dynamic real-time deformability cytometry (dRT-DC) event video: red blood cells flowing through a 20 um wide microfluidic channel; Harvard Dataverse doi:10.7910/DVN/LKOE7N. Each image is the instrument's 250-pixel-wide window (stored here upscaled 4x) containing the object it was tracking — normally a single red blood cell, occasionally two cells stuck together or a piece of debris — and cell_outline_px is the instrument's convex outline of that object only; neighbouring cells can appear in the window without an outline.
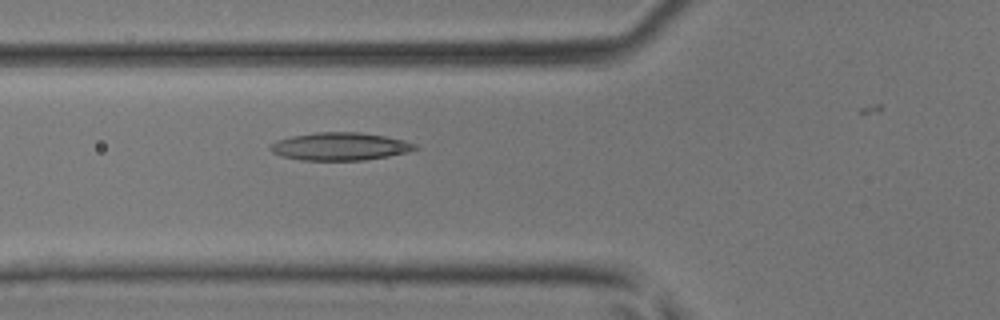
{"species": "common noctule bat (a hibernating species)", "species_latin": "Nyctalus noctula", "temperature_condition": "room temperature", "stored_images_in_passage": 39, "camera_frame_rate_fps": 3000, "um_per_image_px": 0.085, "animal": {"sex": "male", "body_mass_g": 17.9, "forearm_length_mm": 54.2}, "frame": {"image": 1, "passage_image": 18, "time_ms": 5.667, "image_size_px": [1000, 320], "cell_outline_px": [[420, 148], [408, 152], [388, 156], [364, 160], [300, 160], [280, 156], [272, 152], [268, 148], [276, 140], [292, 136], [316, 132], [360, 132], [384, 136], [404, 140], [416, 144]], "centroid_in_image_um": [28.9, 12.45], "position_along_channel_um": 96.9, "area_um2": 23.52}}
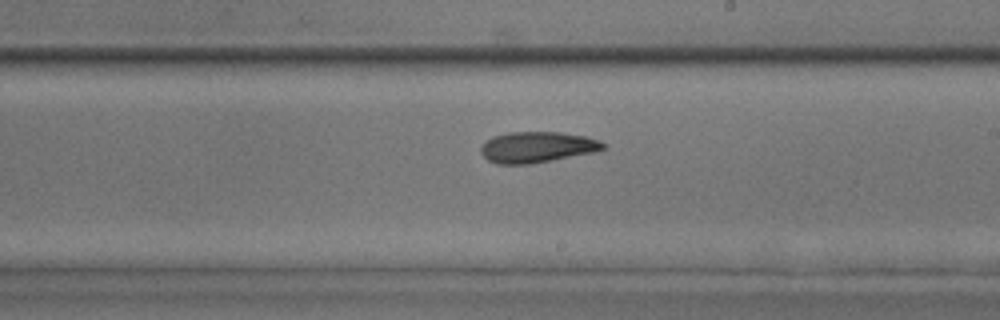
{"frame": {"image": 2, "passage_image": 28, "time_ms": 9.0, "image_size_px": [1000, 320], "cell_outline_px": [[608, 148], [596, 152], [532, 164], [496, 164], [488, 160], [480, 152], [480, 148], [484, 140], [492, 136], [508, 132], [560, 132], [584, 136], [600, 140]], "centroid_in_image_um": [45.64, 12.51], "position_along_channel_um": 243.4, "area_um2": 22.37}}
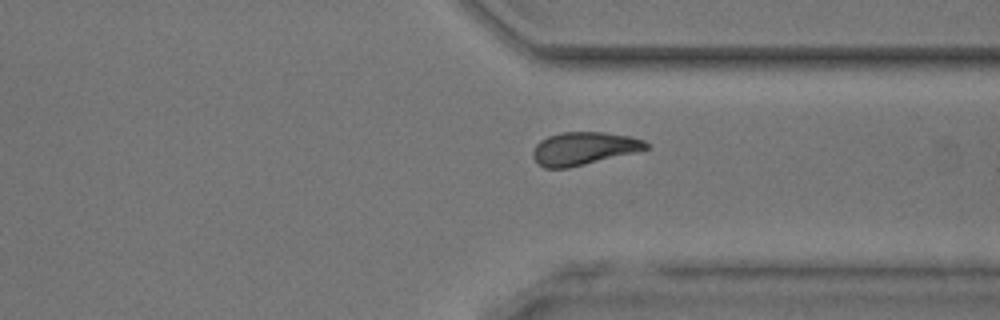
{"frame": {"image": 3, "passage_image": 36, "time_ms": 11.667, "image_size_px": [1000, 320], "cell_outline_px": [[648, 148], [568, 168], [544, 168], [532, 156], [532, 152], [536, 144], [540, 140], [548, 136], [560, 132], [604, 132], [632, 136], [644, 140], [648, 144]], "centroid_in_image_um": [49.58, 12.6], "position_along_channel_um": 361.8, "area_um2": 21.39}}